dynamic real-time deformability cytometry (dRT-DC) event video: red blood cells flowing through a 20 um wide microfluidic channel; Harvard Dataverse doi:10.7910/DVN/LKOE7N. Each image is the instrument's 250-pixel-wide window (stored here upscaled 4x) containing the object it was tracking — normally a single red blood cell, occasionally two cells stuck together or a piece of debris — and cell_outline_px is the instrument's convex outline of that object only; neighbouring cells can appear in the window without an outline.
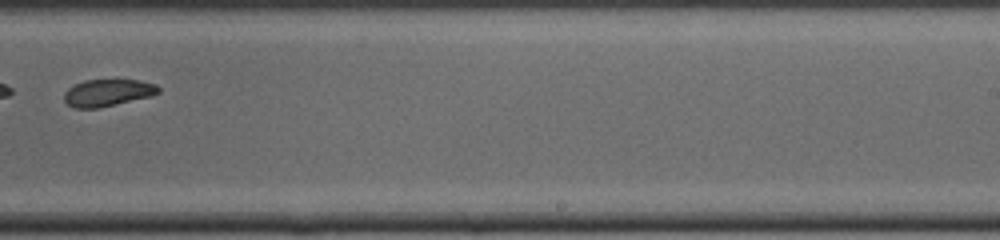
{"species": "common noctule bat (a hibernating species)", "species_latin": "Nyctalus noctula", "temperature_condition": "cold", "stored_images_in_passage": 30, "camera_frame_rate_fps": 3000, "um_per_image_px": 0.085, "animal": {"sex": "male", "body_mass_g": 19.0, "forearm_length_mm": 50.8}, "frame": {"image": 1, "passage_image": 18, "time_ms": 5.667, "image_size_px": [1000, 240], "cell_outline_px": [[160, 92], [152, 96], [100, 108], [72, 108], [64, 100], [64, 92], [68, 88], [84, 80], [140, 80], [156, 84], [160, 88]], "centroid_in_image_um": [9.17, 7.89], "position_along_channel_um": 279.8, "area_um2": 14.97}}
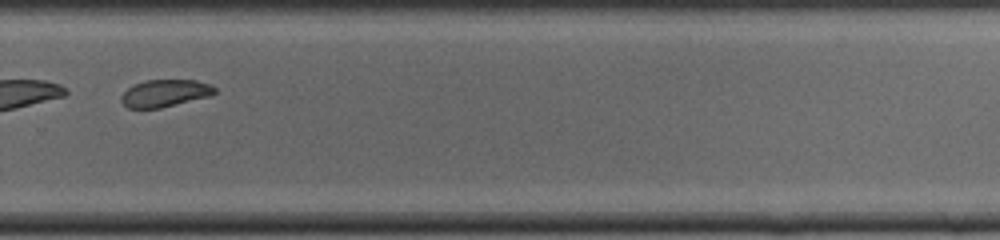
{"frame": {"image": 2, "passage_image": 20, "time_ms": 6.333, "image_size_px": [1000, 240], "cell_outline_px": [[216, 92], [212, 96], [160, 108], [128, 108], [120, 100], [120, 96], [128, 88], [144, 80], [196, 80], [212, 84], [216, 88]], "centroid_in_image_um": [14.06, 7.92], "position_along_channel_um": 315.7, "area_um2": 14.97}}